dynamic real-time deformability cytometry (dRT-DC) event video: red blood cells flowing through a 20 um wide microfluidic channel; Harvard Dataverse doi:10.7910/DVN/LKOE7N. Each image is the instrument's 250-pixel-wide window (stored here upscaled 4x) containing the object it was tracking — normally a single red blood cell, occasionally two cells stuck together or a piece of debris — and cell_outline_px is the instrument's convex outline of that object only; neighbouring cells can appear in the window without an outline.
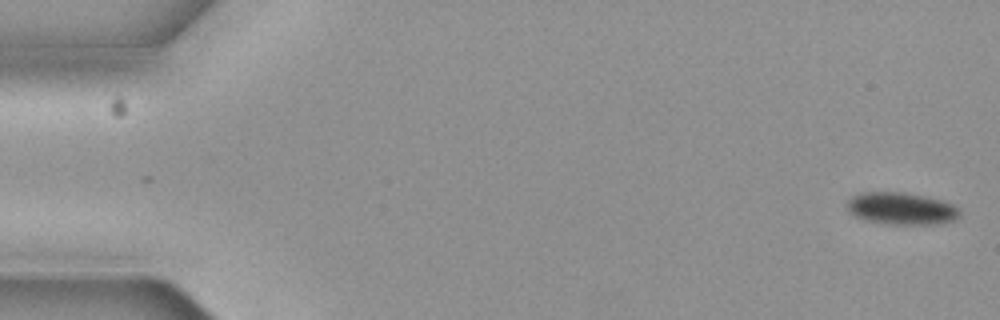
{"species": "common noctule bat (a hibernating species)", "species_latin": "Nyctalus noctula", "temperature_condition": "cold", "stored_images_in_passage": 5, "camera_frame_rate_fps": 3000, "um_per_image_px": 0.085, "animal": {"sex": "female", "body_mass_g": 19.3, "forearm_length_mm": 54.1}, "frame": {"image": 1, "passage_image": 1, "time_ms": 0.0, "image_size_px": [1000, 320], "cell_outline_px": [[960, 216], [956, 220], [944, 224], [888, 224], [868, 220], [856, 216], [848, 212], [844, 204], [852, 196], [860, 192], [900, 192], [924, 196], [944, 200], [952, 204], [960, 212]], "centroid_in_image_um": [76.61, 17.72], "position_along_channel_um": 8.4, "area_um2": 21.33}}
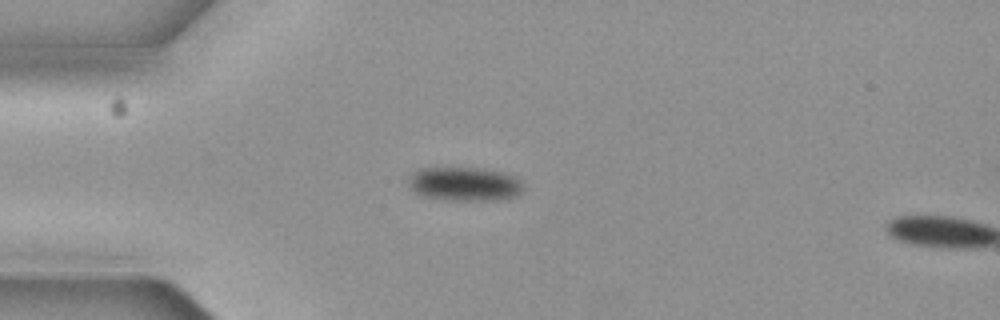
{"frame": {"image": 2, "passage_image": 4, "time_ms": 1.0, "image_size_px": [1000, 320], "cell_outline_px": [[524, 192], [516, 196], [504, 200], [448, 200], [428, 196], [416, 192], [408, 184], [408, 176], [412, 172], [420, 168], [484, 168], [504, 172], [520, 176], [524, 180]], "centroid_in_image_um": [39.61, 15.62], "position_along_channel_um": 45.4, "area_um2": 23.24}}